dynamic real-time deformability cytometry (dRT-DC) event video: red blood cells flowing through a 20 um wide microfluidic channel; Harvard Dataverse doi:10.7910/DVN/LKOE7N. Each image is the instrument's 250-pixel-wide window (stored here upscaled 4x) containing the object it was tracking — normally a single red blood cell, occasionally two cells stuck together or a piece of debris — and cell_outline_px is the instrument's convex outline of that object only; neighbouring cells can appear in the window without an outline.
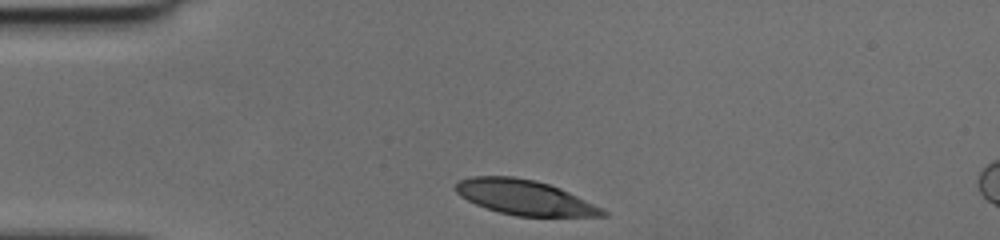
{"species": "human", "species_latin": "Homo sapiens", "temperature_condition": "cold", "stored_images_in_passage": 28, "camera_frame_rate_fps": 3000, "um_per_image_px": 0.085, "donor": {"sex": "female"}, "frame": {"image": 1, "passage_image": 1, "time_ms": 0.0, "image_size_px": [1000, 240], "cell_outline_px": [[608, 216], [516, 216], [500, 212], [476, 204], [460, 196], [456, 192], [456, 184], [460, 180], [472, 176], [512, 176], [536, 180], [560, 188], [608, 212]], "centroid_in_image_um": [44.56, 16.77], "position_along_channel_um": 40.4, "area_um2": 29.42}}
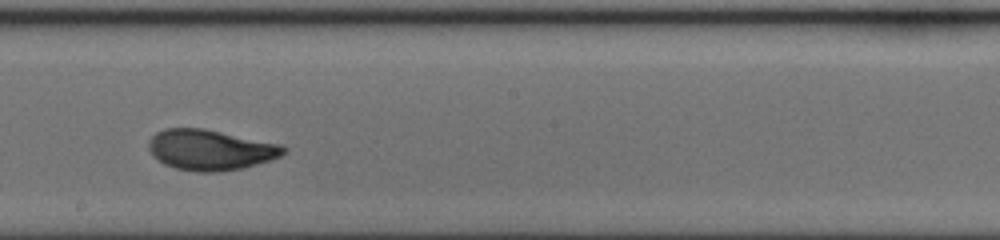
{"frame": {"image": 2, "passage_image": 17, "time_ms": 5.333, "image_size_px": [1000, 240], "cell_outline_px": [[288, 152], [280, 156], [244, 168], [220, 172], [196, 172], [176, 168], [164, 164], [152, 156], [148, 148], [148, 140], [156, 132], [164, 128], [204, 128], [284, 144], [288, 148]], "centroid_in_image_um": [17.9, 12.73], "position_along_channel_um": 230.3, "area_um2": 32.37}}
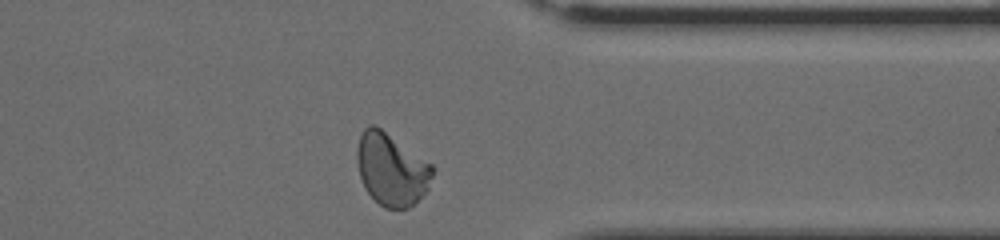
{"frame": {"image": 3, "passage_image": 28, "time_ms": 9.0, "image_size_px": [1000, 240], "cell_outline_px": [[432, 176], [428, 188], [424, 196], [408, 208], [384, 208], [364, 188], [360, 176], [356, 160], [356, 152], [360, 136], [364, 128], [372, 124], [380, 128], [432, 164]], "centroid_in_image_um": [33.26, 14.41], "position_along_channel_um": 378.1, "area_um2": 31.56}}